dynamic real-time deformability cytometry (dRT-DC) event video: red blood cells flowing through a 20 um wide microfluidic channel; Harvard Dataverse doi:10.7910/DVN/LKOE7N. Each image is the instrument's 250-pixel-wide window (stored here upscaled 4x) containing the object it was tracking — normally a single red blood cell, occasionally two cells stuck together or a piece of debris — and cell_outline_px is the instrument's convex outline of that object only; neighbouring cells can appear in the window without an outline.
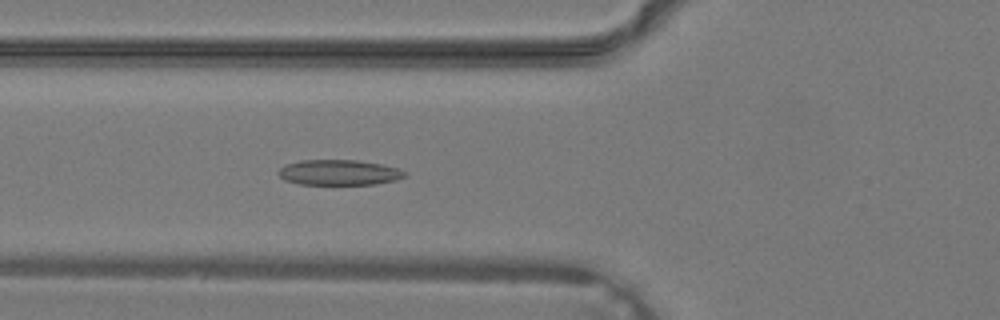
{"species": "common noctule bat (a hibernating species)", "species_latin": "Nyctalus noctula", "temperature_condition": "warm", "stored_images_in_passage": 13, "camera_frame_rate_fps": 3000, "um_per_image_px": 0.085, "animal": {"sex": "male", "body_mass_g": 19.2, "forearm_length_mm": 51.8}, "frame": {"image": 1, "passage_image": 5, "time_ms": 1.333, "image_size_px": [1000, 320], "cell_outline_px": [[408, 176], [396, 180], [376, 184], [300, 184], [284, 180], [276, 172], [284, 164], [300, 160], [356, 160], [380, 164], [396, 168], [408, 172]], "centroid_in_image_um": [28.81, 14.66], "position_along_channel_um": 97.0, "area_um2": 18.79}}
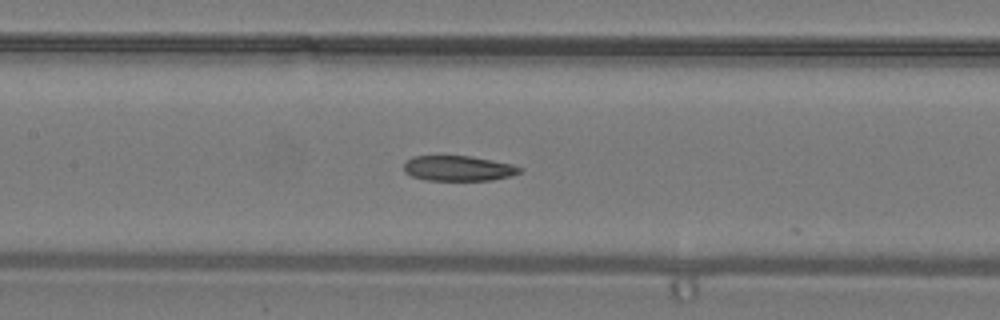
{"frame": {"image": 2, "passage_image": 9, "time_ms": 2.667, "image_size_px": [1000, 320], "cell_outline_px": [[524, 168], [520, 172], [512, 176], [492, 180], [424, 180], [412, 176], [404, 172], [404, 160], [412, 156], [472, 156], [512, 164]], "centroid_in_image_um": [38.95, 14.3], "position_along_channel_um": 168.5, "area_um2": 17.22}}
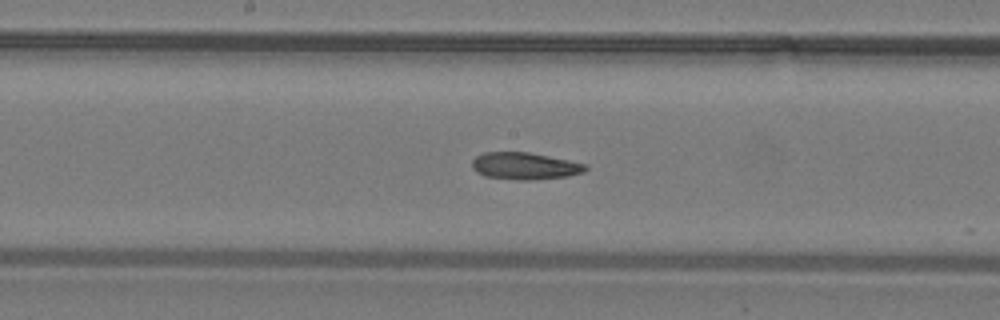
{"frame": {"image": 3, "passage_image": 11, "time_ms": 3.333, "image_size_px": [1000, 320], "cell_outline_px": [[588, 168], [584, 172], [568, 176], [532, 180], [516, 180], [484, 176], [476, 172], [472, 168], [472, 160], [476, 156], [484, 152], [528, 152], [588, 164]], "centroid_in_image_um": [44.6, 14.11], "position_along_channel_um": 203.6, "area_um2": 17.98}}